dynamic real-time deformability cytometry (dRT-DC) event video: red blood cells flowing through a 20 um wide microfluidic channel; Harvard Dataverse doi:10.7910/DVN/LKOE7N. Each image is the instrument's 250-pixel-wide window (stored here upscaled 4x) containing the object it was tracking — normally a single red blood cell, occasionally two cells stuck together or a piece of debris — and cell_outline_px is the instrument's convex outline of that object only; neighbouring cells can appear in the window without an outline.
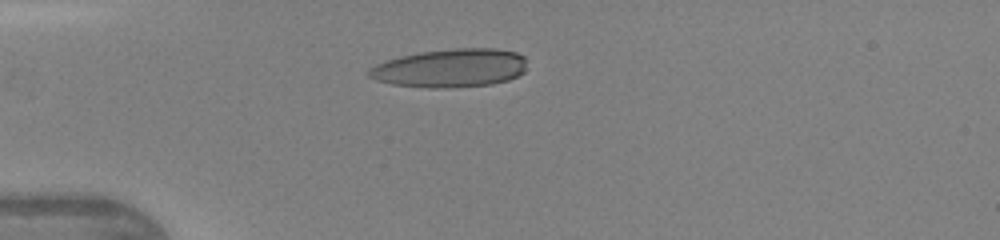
{"species": "human", "species_latin": "Homo sapiens", "temperature_condition": "warm", "stored_images_in_passage": 20, "camera_frame_rate_fps": 3000, "um_per_image_px": 0.085, "donor": {"sex": "female"}, "frame": {"image": 1, "passage_image": 9, "time_ms": 2.667, "image_size_px": [1000, 240], "cell_outline_px": [[524, 72], [508, 80], [492, 84], [448, 88], [428, 88], [392, 84], [376, 80], [368, 76], [368, 68], [384, 60], [400, 56], [420, 52], [456, 48], [496, 48], [516, 52], [524, 56]], "centroid_in_image_um": [38.25, 5.78], "position_along_channel_um": 46.8, "area_um2": 35.55}}